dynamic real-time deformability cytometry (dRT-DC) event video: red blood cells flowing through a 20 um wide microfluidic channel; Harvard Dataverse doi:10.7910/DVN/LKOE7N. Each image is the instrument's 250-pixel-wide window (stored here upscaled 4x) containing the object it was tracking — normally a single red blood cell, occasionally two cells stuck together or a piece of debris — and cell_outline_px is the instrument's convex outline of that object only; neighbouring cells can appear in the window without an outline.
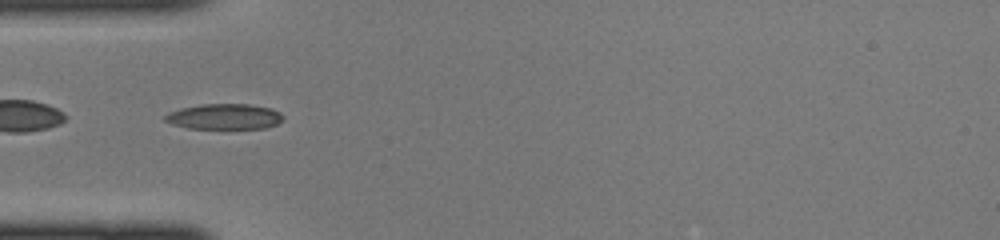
{"species": "common noctule bat (a hibernating species)", "species_latin": "Nyctalus noctula", "temperature_condition": "cold", "stored_images_in_passage": 32, "camera_frame_rate_fps": 3000, "um_per_image_px": 0.085, "animal": {"sex": "female", "body_mass_g": 22.0, "forearm_length_mm": 56.7}, "frame": {"image": 1, "passage_image": 1, "time_ms": 0.0, "image_size_px": [1000, 240], "cell_outline_px": [[284, 120], [276, 124], [264, 128], [188, 128], [172, 124], [164, 120], [164, 116], [168, 112], [180, 108], [200, 104], [248, 104], [272, 108], [280, 112], [284, 116]], "centroid_in_image_um": [19.08, 9.9], "position_along_channel_um": 65.9, "area_um2": 17.63}}
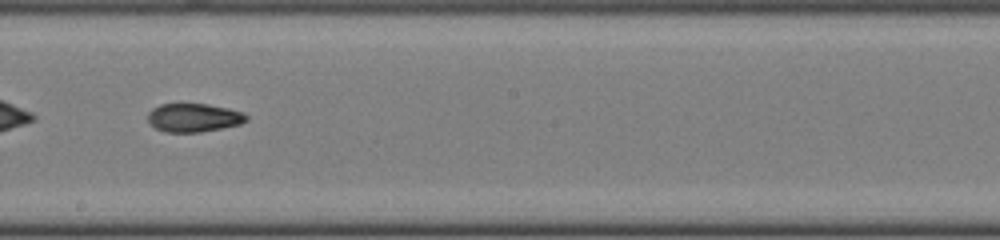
{"frame": {"image": 2, "passage_image": 12, "time_ms": 3.667, "image_size_px": [1000, 240], "cell_outline_px": [[248, 120], [240, 124], [200, 132], [164, 132], [148, 124], [148, 112], [152, 108], [160, 104], [208, 104], [228, 108], [244, 112], [248, 116]], "centroid_in_image_um": [16.45, 10.0], "position_along_channel_um": 231.7, "area_um2": 16.47}}
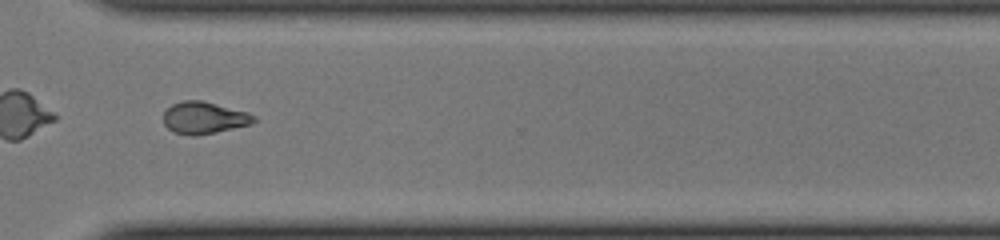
{"frame": {"image": 3, "passage_image": 20, "time_ms": 6.333, "image_size_px": [1000, 240], "cell_outline_px": [[256, 120], [252, 124], [216, 132], [196, 136], [188, 136], [172, 132], [164, 124], [164, 112], [172, 104], [184, 100], [200, 100], [248, 112], [256, 116]], "centroid_in_image_um": [17.34, 10.03], "position_along_channel_um": 353.3, "area_um2": 16.94}}